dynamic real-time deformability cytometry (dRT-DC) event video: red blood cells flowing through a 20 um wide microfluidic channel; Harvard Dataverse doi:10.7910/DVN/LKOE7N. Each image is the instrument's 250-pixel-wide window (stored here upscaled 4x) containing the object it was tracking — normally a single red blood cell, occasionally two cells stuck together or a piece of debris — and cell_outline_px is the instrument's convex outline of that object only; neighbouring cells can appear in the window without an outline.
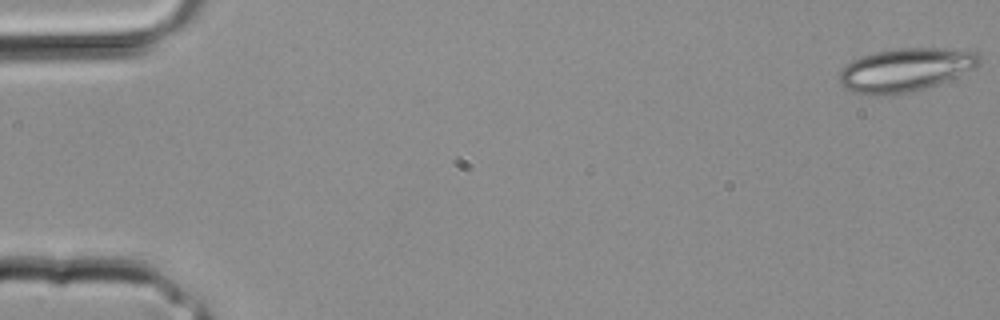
{"species": "common noctule bat (a hibernating species)", "species_latin": "Nyctalus noctula", "temperature_condition": "room temperature", "stored_images_in_passage": 10, "camera_frame_rate_fps": 3000, "um_per_image_px": 0.085, "animal": {"sex": "male", "body_mass_g": 20.4}, "frame": {"image": 1, "passage_image": 1, "time_ms": 0.0, "image_size_px": [1000, 320], "cell_outline_px": [[980, 64], [948, 80], [924, 88], [908, 92], [888, 96], [868, 96], [844, 88], [840, 84], [840, 72], [852, 60], [860, 56], [876, 52], [896, 48], [944, 48], [976, 52], [980, 56]], "centroid_in_image_um": [76.92, 5.94], "position_along_channel_um": 8.1, "area_um2": 35.2}}